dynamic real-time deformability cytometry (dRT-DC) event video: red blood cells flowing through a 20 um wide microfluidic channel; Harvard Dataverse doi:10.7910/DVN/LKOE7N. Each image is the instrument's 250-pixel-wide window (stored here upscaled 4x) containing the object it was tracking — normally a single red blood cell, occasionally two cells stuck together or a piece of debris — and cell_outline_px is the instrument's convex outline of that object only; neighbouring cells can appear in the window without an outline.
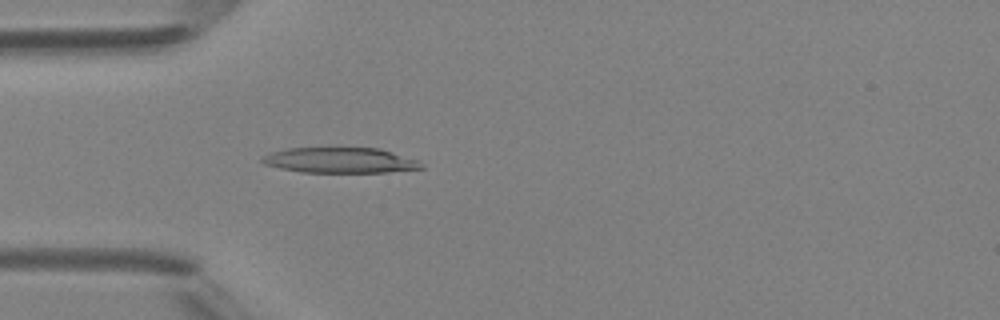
{"species": "Egyptian fruit bat (a non-hibernating species)", "species_latin": "Rousettus aegyptiacus", "temperature_condition": "room temperature", "stored_images_in_passage": 4, "camera_frame_rate_fps": 3000, "um_per_image_px": 0.085, "animal": {"sex": "female"}, "frame": {"image": 1, "passage_image": 4, "time_ms": 4.333, "image_size_px": [1000, 320], "cell_outline_px": [[424, 168], [388, 172], [300, 172], [280, 168], [264, 164], [260, 160], [264, 156], [272, 152], [288, 148], [380, 148], [416, 160], [424, 164]], "centroid_in_image_um": [28.91, 13.63], "position_along_channel_um": 56.1, "area_um2": 23.41}}